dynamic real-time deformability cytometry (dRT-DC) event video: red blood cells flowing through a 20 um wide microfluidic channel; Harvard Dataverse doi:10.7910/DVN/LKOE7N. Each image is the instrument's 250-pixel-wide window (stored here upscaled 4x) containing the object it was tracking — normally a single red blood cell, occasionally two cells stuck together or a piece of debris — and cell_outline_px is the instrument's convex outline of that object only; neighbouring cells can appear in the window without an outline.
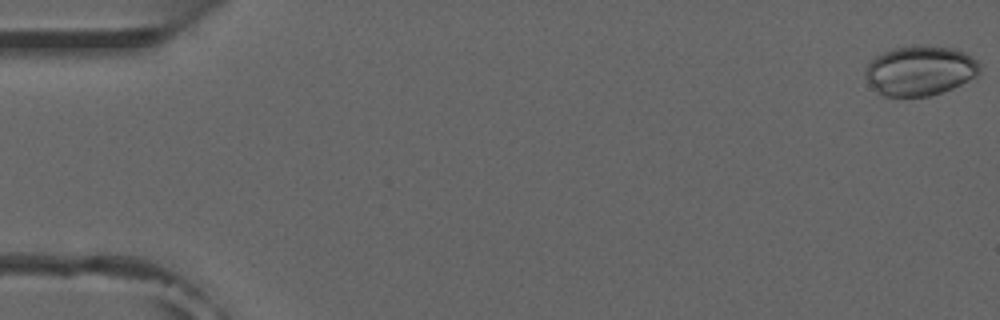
{"species": "common noctule bat (a hibernating species)", "species_latin": "Nyctalus noctula", "temperature_condition": "room temperature", "stored_images_in_passage": 36, "camera_frame_rate_fps": 3000, "um_per_image_px": 0.085, "animal": {"sex": "male", "forearm_length_mm": 52.5}, "frame": {"image": 1, "passage_image": 1, "time_ms": 0.0, "image_size_px": [1000, 320], "cell_outline_px": [[980, 72], [976, 76], [952, 88], [928, 96], [884, 96], [876, 92], [864, 76], [864, 72], [868, 64], [876, 56], [884, 52], [896, 48], [920, 44], [924, 44], [952, 48], [964, 52], [976, 60], [980, 64]], "centroid_in_image_um": [78.19, 5.99], "position_along_channel_um": 6.8, "area_um2": 33.12}}